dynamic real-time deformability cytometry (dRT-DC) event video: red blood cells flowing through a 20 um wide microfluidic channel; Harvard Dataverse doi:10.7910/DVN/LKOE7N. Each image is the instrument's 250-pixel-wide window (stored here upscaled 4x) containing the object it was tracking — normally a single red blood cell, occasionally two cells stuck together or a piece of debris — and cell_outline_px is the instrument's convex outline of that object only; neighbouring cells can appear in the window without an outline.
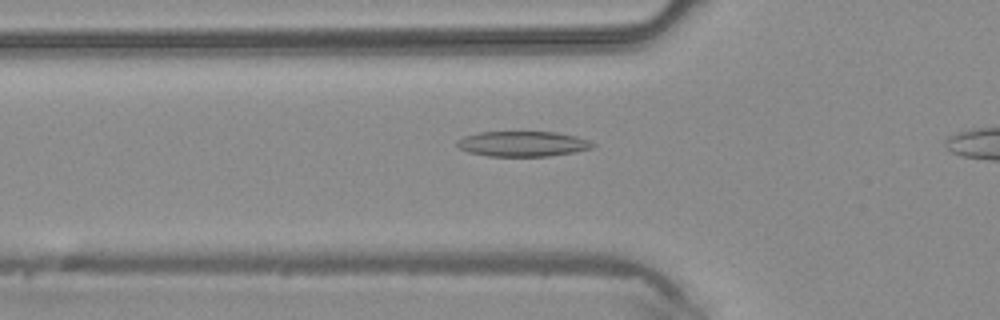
{"species": "common noctule bat (a hibernating species)", "species_latin": "Nyctalus noctula", "temperature_condition": "warm", "stored_images_in_passage": 33, "camera_frame_rate_fps": 3000, "um_per_image_px": 0.085, "animal": {"sex": "male", "body_mass_g": 20.4}, "frame": {"image": 1, "passage_image": 9, "time_ms": 2.667, "image_size_px": [1000, 320], "cell_outline_px": [[596, 144], [592, 148], [576, 152], [548, 156], [488, 156], [468, 152], [460, 148], [456, 144], [456, 140], [464, 136], [480, 132], [556, 132], [576, 136], [588, 140]], "centroid_in_image_um": [44.43, 12.23], "position_along_channel_um": 81.4, "area_um2": 20.0}}
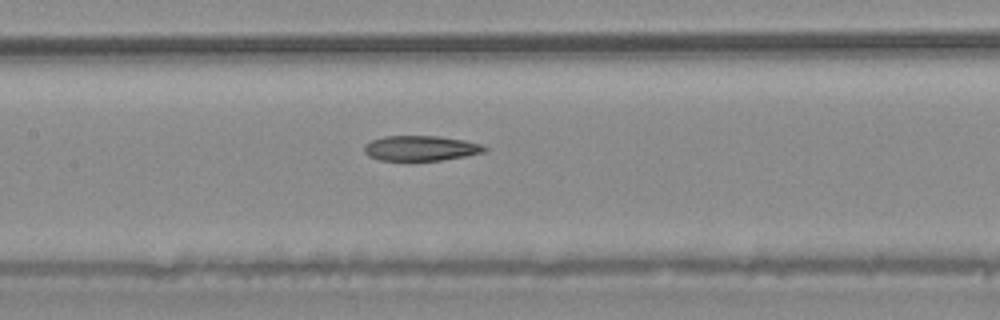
{"frame": {"image": 2, "passage_image": 15, "time_ms": 4.667, "image_size_px": [1000, 320], "cell_outline_px": [[488, 148], [484, 152], [464, 156], [440, 160], [380, 160], [368, 156], [364, 152], [364, 144], [372, 140], [384, 136], [436, 136], [464, 140], [480, 144]], "centroid_in_image_um": [35.73, 12.59], "position_along_channel_um": 171.7, "area_um2": 17.46}}
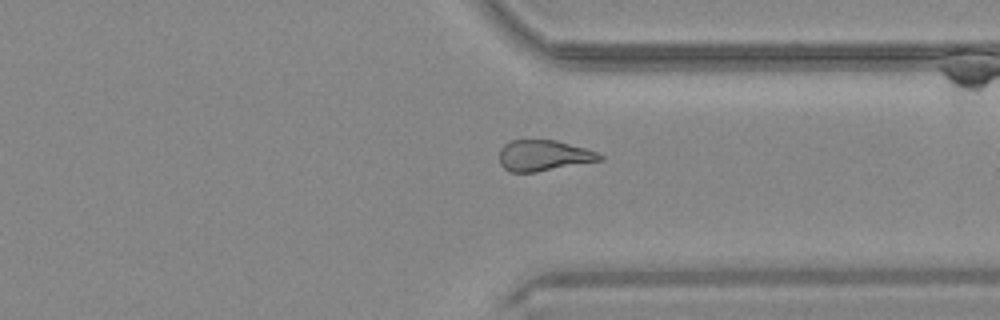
{"frame": {"image": 3, "passage_image": 28, "time_ms": 9.0, "image_size_px": [1000, 320], "cell_outline_px": [[604, 160], [536, 172], [512, 172], [504, 168], [500, 164], [500, 148], [504, 144], [512, 140], [556, 140], [584, 148], [596, 152], [604, 156]], "centroid_in_image_um": [46.22, 13.22], "position_along_channel_um": 365.2, "area_um2": 18.03}}